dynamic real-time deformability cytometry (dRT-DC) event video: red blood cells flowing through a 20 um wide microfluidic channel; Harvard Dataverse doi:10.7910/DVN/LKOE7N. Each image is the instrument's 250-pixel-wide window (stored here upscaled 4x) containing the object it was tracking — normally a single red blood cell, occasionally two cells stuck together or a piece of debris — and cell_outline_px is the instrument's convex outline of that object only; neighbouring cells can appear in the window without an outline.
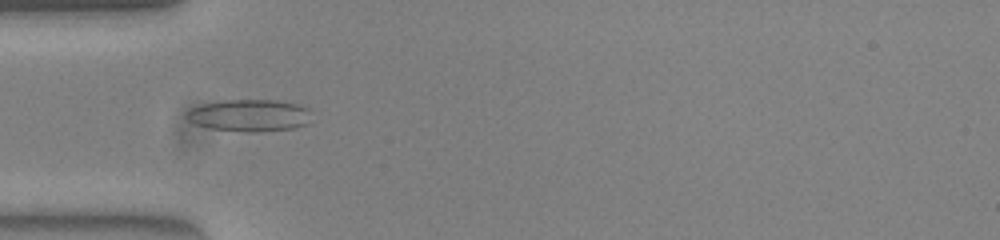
{"species": "common noctule bat (a hibernating species)", "species_latin": "Nyctalus noctula", "temperature_condition": "warm", "stored_images_in_passage": 44, "camera_frame_rate_fps": 3000, "um_per_image_px": 0.085, "animal": {"sex": "female", "body_mass_g": 23.0, "forearm_length_mm": 53.4}, "frame": {"image": 1, "passage_image": 7, "time_ms": 2.0, "image_size_px": [1000, 240], "cell_outline_px": [[308, 124], [292, 128], [252, 132], [248, 132], [212, 128], [196, 124], [188, 120], [184, 116], [192, 108], [204, 104], [228, 100], [276, 100], [296, 104], [308, 108]], "centroid_in_image_um": [21.19, 9.81], "position_along_channel_um": 63.8, "area_um2": 22.83}}
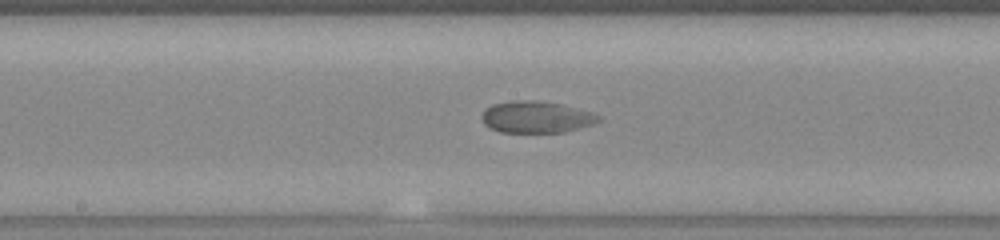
{"frame": {"image": 2, "passage_image": 18, "time_ms": 5.667, "image_size_px": [1000, 240], "cell_outline_px": [[600, 120], [592, 124], [564, 132], [500, 132], [488, 128], [484, 124], [480, 116], [492, 104], [512, 100], [536, 100], [560, 104], [592, 112], [600, 116]], "centroid_in_image_um": [45.54, 9.95], "position_along_channel_um": 202.7, "area_um2": 21.5}}
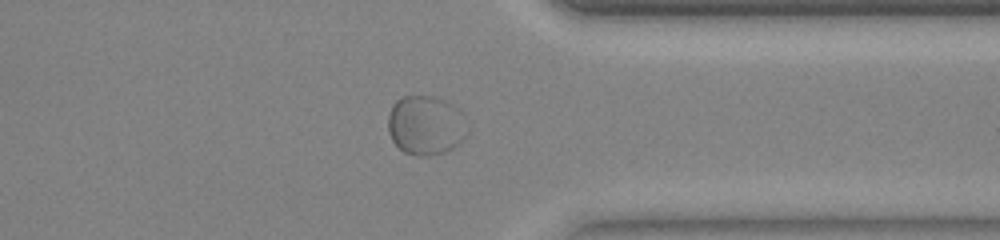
{"frame": {"image": 3, "passage_image": 32, "time_ms": 10.333, "image_size_px": [1000, 240], "cell_outline_px": [[468, 132], [460, 144], [444, 152], [428, 156], [416, 156], [404, 152], [392, 140], [388, 132], [388, 116], [392, 104], [396, 100], [404, 96], [436, 96], [452, 104], [460, 112]], "centroid_in_image_um": [36.16, 10.65], "position_along_channel_um": 375.2, "area_um2": 27.51}}